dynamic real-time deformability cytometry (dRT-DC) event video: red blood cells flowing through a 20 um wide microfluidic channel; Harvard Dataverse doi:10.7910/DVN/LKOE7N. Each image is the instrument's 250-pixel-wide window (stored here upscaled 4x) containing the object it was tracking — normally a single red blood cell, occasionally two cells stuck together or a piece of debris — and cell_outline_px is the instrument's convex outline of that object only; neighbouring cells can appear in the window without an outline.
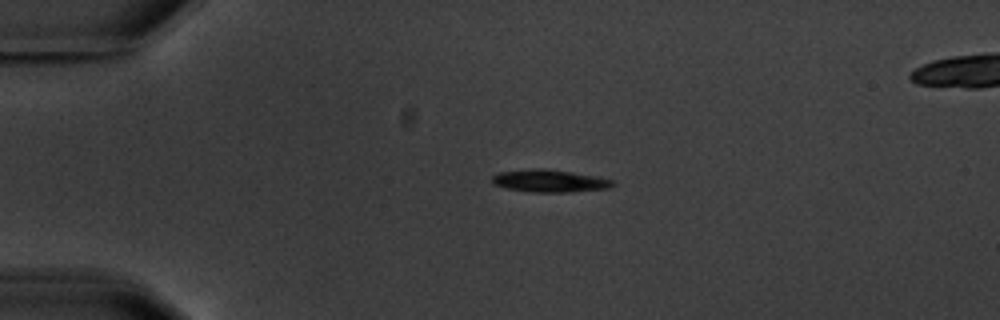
{"species": "common noctule bat (a hibernating species)", "species_latin": "Nyctalus noctula", "temperature_condition": "warm", "stored_images_in_passage": 4, "segment_of_instrument_passage": [1, 2], "camera_frame_rate_fps": 3000, "um_per_image_px": 0.085, "animal": {"sex": "male", "body_mass_g": 20.1, "forearm_length_mm": 53.5}, "frame": {"image": 1, "passage_image": 2, "time_ms": 2.0, "image_size_px": [1000, 320], "cell_outline_px": [[616, 184], [612, 188], [572, 192], [532, 192], [508, 188], [492, 184], [492, 176], [500, 172], [528, 168], [544, 168], [600, 176], [612, 180]], "centroid_in_image_um": [46.77, 15.37], "position_along_channel_um": 38.2, "area_um2": 16.07}}